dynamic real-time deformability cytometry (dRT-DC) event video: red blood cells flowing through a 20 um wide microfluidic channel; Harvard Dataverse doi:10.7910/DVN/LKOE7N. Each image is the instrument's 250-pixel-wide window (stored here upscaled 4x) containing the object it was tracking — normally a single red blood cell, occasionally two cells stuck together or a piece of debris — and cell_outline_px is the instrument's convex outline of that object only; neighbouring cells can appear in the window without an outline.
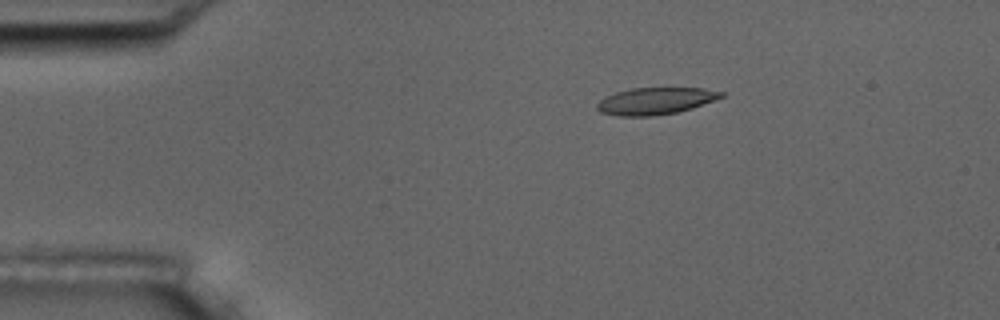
{"species": "common noctule bat (a hibernating species)", "species_latin": "Nyctalus noctula", "temperature_condition": "room temperature", "stored_images_in_passage": 4, "camera_frame_rate_fps": 3000, "um_per_image_px": 0.085, "animal": {"sex": "male", "body_mass_g": 17.5, "forearm_length_mm": 52.3}, "frame": {"image": 1, "passage_image": 1, "time_ms": 0.0, "image_size_px": [1000, 320], "cell_outline_px": [[724, 96], [692, 108], [676, 112], [652, 116], [620, 116], [600, 112], [596, 108], [596, 104], [604, 96], [616, 92], [632, 88], [704, 88], [724, 92]], "centroid_in_image_um": [55.68, 8.58], "position_along_channel_um": 29.3, "area_um2": 19.42}}
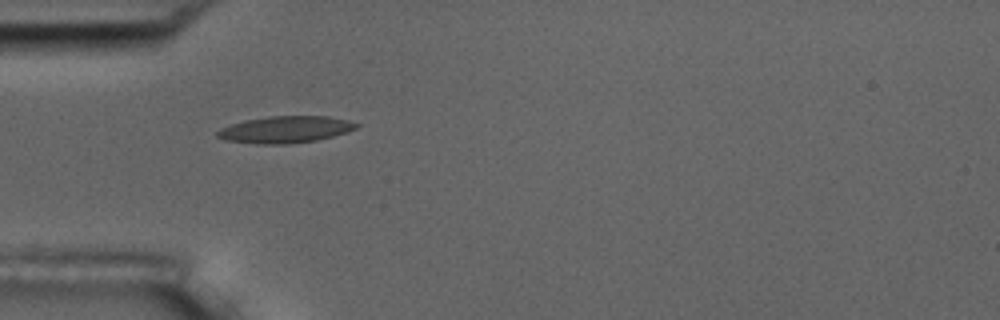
{"frame": {"image": 2, "passage_image": 3, "time_ms": 2.333, "image_size_px": [1000, 320], "cell_outline_px": [[360, 124], [356, 128], [348, 132], [316, 140], [288, 144], [260, 144], [228, 140], [216, 136], [216, 132], [220, 128], [244, 120], [268, 116], [328, 116], [348, 120]], "centroid_in_image_um": [24.27, 11.0], "position_along_channel_um": 60.7, "area_um2": 21.62}}